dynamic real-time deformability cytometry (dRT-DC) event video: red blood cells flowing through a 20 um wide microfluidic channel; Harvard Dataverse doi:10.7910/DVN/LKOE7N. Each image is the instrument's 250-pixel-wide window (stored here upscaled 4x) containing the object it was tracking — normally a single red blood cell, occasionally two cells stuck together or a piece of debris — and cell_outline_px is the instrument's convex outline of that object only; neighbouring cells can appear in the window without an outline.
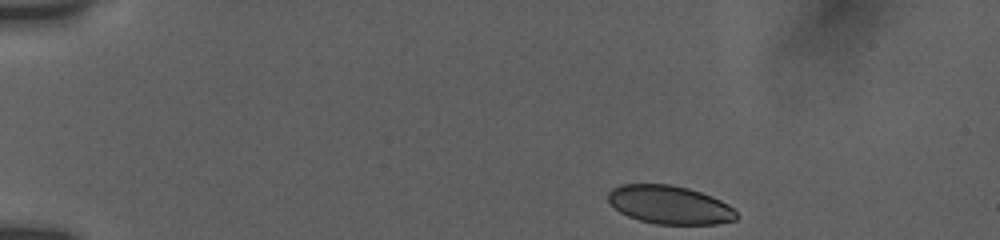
{"species": "human", "species_latin": "Homo sapiens", "temperature_condition": "room temperature", "stored_images_in_passage": 47, "camera_frame_rate_fps": 3000, "um_per_image_px": 0.085, "donor": {"sex": "female"}, "frame": {"image": 1, "passage_image": 1, "time_ms": 0.0, "image_size_px": [1000, 240], "cell_outline_px": [[740, 216], [736, 220], [716, 224], [656, 224], [640, 220], [628, 216], [620, 212], [608, 200], [608, 192], [612, 188], [620, 184], [672, 184], [688, 188], [712, 196], [728, 204]], "centroid_in_image_um": [56.93, 17.4], "position_along_channel_um": 28.1, "area_um2": 28.78}}
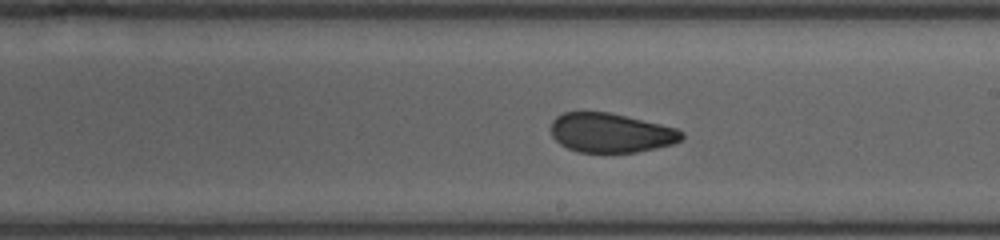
{"frame": {"image": 2, "passage_image": 25, "time_ms": 8.0, "image_size_px": [1000, 240], "cell_outline_px": [[684, 136], [680, 140], [672, 144], [656, 148], [636, 152], [576, 152], [560, 144], [552, 136], [552, 120], [556, 116], [564, 112], [608, 112], [660, 124], [676, 128], [684, 132]], "centroid_in_image_um": [51.91, 11.29], "position_along_channel_um": 237.1, "area_um2": 29.82}}
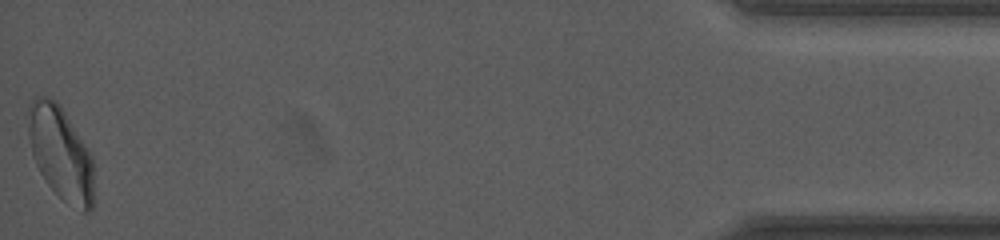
{"frame": {"image": 3, "passage_image": 47, "time_ms": 15.333, "image_size_px": [1000, 240], "cell_outline_px": [[92, 212], [80, 212], [64, 200], [48, 184], [40, 172], [32, 156], [28, 136], [28, 104], [36, 96], [52, 96], [60, 104], [88, 148], [92, 156]], "centroid_in_image_um": [5.14, 12.97], "position_along_channel_um": 430.1, "area_um2": 35.84}, "authors_computed_cell_mechanics": {"area_um2": 31.1542, "velocity_mm_per_s": 3.752, "shape_relaxation_time_tau1_ms": null, "shape_relaxation_time_tau2_ms": 1.1664, "deformation_change_tau1": null, "deformation_change_tau2": 0.0588}}